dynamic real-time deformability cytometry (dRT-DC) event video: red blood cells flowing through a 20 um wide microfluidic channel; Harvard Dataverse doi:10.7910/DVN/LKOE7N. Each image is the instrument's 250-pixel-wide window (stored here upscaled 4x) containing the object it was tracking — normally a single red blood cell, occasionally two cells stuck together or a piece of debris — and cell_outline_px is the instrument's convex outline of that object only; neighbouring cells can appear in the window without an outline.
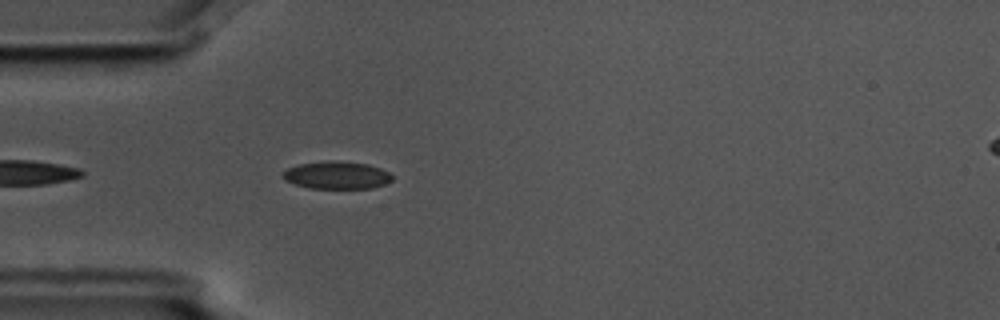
{"species": "common noctule bat (a hibernating species)", "species_latin": "Nyctalus noctula", "temperature_condition": "cold", "stored_images_in_passage": 13, "camera_frame_rate_fps": 3000, "um_per_image_px": 0.085, "animal": {"sex": "male", "body_mass_g": 17.5, "forearm_length_mm": 52.3}, "frame": {"image": 1, "passage_image": 4, "time_ms": 1.0, "image_size_px": [1000, 320], "cell_outline_px": [[392, 180], [384, 184], [372, 188], [308, 188], [284, 180], [284, 172], [288, 168], [300, 164], [332, 160], [336, 160], [368, 164], [380, 168], [388, 172], [392, 176]], "centroid_in_image_um": [28.64, 14.89], "position_along_channel_um": 56.4, "area_um2": 17.4}}